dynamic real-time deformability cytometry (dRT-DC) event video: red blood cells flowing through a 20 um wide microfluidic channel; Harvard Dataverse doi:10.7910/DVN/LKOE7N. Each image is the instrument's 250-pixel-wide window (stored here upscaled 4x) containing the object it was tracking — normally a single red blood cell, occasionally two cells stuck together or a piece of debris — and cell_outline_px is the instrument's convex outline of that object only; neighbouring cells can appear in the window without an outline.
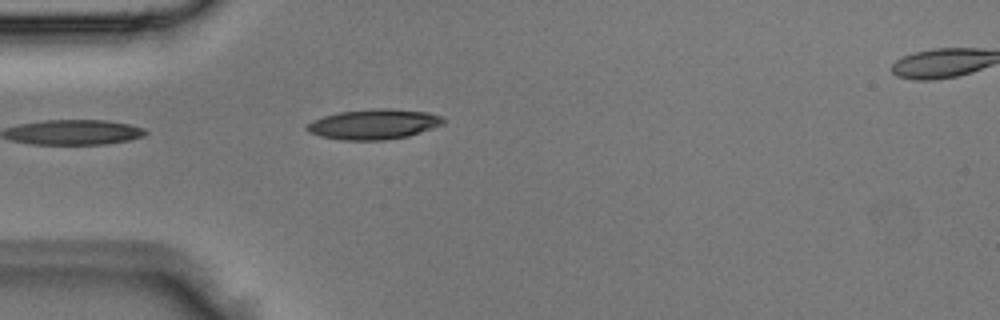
{"species": "Egyptian fruit bat (a non-hibernating species)", "species_latin": "Rousettus aegyptiacus", "temperature_condition": "room temperature", "stored_images_in_passage": 4, "segment_of_instrument_passage": [1, 2], "camera_frame_rate_fps": 3000, "um_per_image_px": 0.085, "animal": {"sex": "male"}, "frame": {"image": 1, "passage_image": 3, "time_ms": 0.667, "image_size_px": [1000, 320], "cell_outline_px": [[444, 124], [408, 136], [384, 140], [340, 140], [320, 136], [308, 132], [304, 128], [304, 124], [312, 120], [324, 116], [340, 112], [380, 108], [428, 112], [440, 116], [444, 120]], "centroid_in_image_um": [31.71, 10.57], "position_along_channel_um": 53.3, "area_um2": 23.87}}